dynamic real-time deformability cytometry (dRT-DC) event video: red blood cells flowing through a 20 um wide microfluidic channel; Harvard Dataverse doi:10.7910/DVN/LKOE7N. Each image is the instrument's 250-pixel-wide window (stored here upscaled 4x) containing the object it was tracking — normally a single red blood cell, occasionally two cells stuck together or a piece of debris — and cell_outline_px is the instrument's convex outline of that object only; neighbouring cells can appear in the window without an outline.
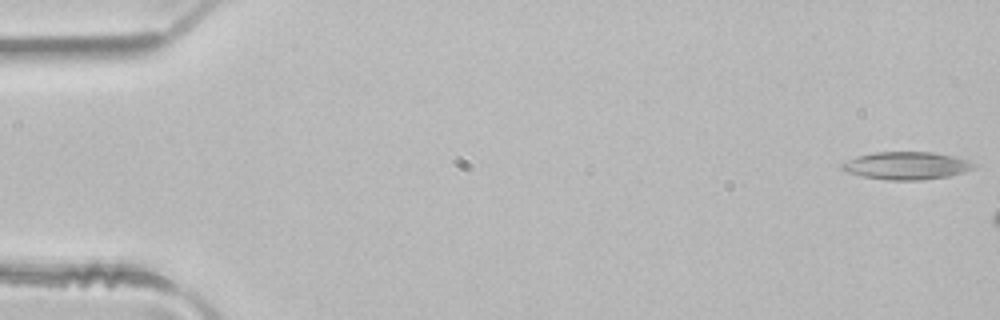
{"species": "common noctule bat (a hibernating species)", "species_latin": "Nyctalus noctula", "temperature_condition": "room temperature", "stored_images_in_passage": 7, "camera_frame_rate_fps": 3000, "um_per_image_px": 0.085, "animal": {"sex": "male", "body_mass_g": 21.5, "forearm_length_mm": 52.0}, "frame": {"image": 1, "passage_image": 1, "time_ms": 0.0, "image_size_px": [1000, 320], "cell_outline_px": [[980, 164], [976, 168], [964, 172], [948, 176], [924, 180], [888, 180], [864, 176], [848, 172], [840, 168], [840, 164], [856, 156], [872, 152], [932, 152], [952, 156], [968, 160]], "centroid_in_image_um": [77.09, 14.08], "position_along_channel_um": 7.9, "area_um2": 21.39}}